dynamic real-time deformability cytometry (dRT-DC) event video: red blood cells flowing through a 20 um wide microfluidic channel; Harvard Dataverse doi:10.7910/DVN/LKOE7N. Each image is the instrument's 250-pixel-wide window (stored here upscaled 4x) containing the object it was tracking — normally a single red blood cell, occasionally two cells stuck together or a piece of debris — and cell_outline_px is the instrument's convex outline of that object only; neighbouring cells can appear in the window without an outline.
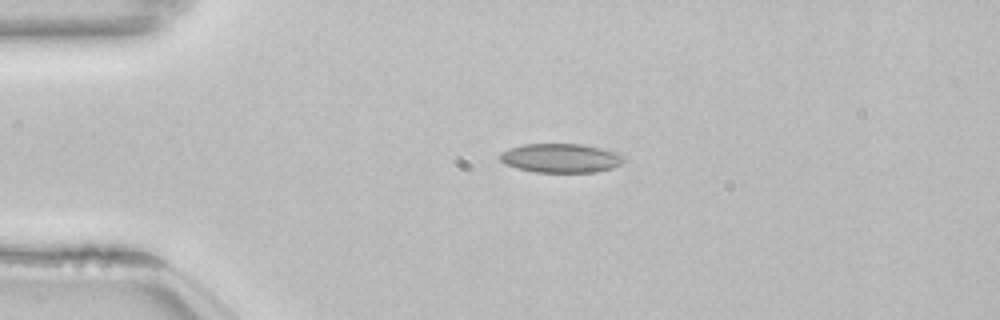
{"species": "common noctule bat (a hibernating species)", "species_latin": "Nyctalus noctula", "temperature_condition": "room temperature", "stored_images_in_passage": 42, "camera_frame_rate_fps": 3000, "um_per_image_px": 0.085, "animal": {"sex": "female", "body_mass_g": 22.7, "forearm_length_mm": 54.2}, "frame": {"image": 1, "passage_image": 1, "time_ms": 0.0, "image_size_px": [1000, 320], "cell_outline_px": [[628, 160], [612, 168], [596, 172], [536, 172], [516, 168], [504, 164], [500, 160], [500, 152], [508, 148], [524, 144], [584, 144], [620, 152]], "centroid_in_image_um": [47.7, 13.43], "position_along_channel_um": 37.3, "area_um2": 21.33}}
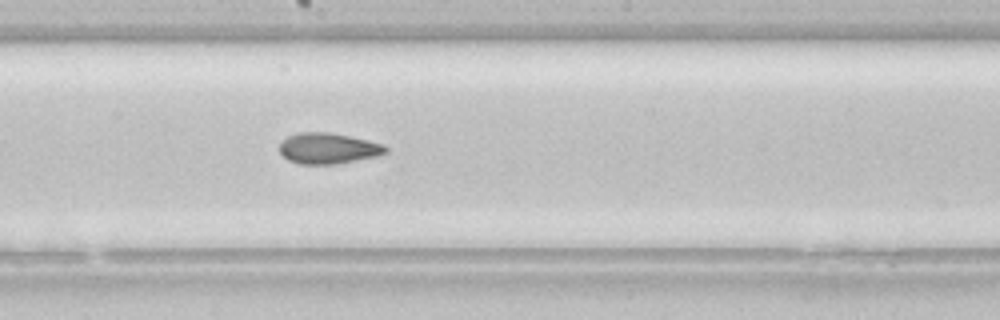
{"frame": {"image": 2, "passage_image": 18, "time_ms": 5.667, "image_size_px": [1000, 320], "cell_outline_px": [[388, 152], [376, 156], [336, 164], [300, 164], [288, 160], [280, 152], [280, 144], [288, 136], [296, 132], [328, 132], [368, 140], [384, 144], [388, 148]], "centroid_in_image_um": [27.9, 12.61], "position_along_channel_um": 220.3, "area_um2": 19.02}}
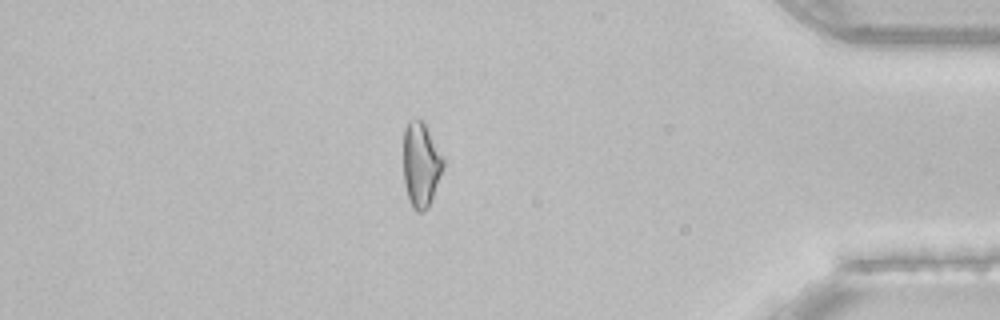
{"frame": {"image": 3, "passage_image": 35, "time_ms": 11.333, "image_size_px": [1000, 320], "cell_outline_px": [[444, 168], [428, 208], [424, 212], [416, 212], [412, 208], [408, 200], [404, 184], [404, 128], [408, 120], [424, 120], [444, 156]], "centroid_in_image_um": [35.8, 13.99], "position_along_channel_um": 399.4, "area_um2": 20.17}, "authors_computed_cell_mechanics": {"area_um2": 19.8832, "velocity_mm_per_s": 3.8447, "shape_relaxation_time_tau1_ms": 10.7488, "shape_relaxation_time_tau2_ms": 4.1499, "deformation_change_tau1": 0.1703, "deformation_change_tau2": 0.102}}